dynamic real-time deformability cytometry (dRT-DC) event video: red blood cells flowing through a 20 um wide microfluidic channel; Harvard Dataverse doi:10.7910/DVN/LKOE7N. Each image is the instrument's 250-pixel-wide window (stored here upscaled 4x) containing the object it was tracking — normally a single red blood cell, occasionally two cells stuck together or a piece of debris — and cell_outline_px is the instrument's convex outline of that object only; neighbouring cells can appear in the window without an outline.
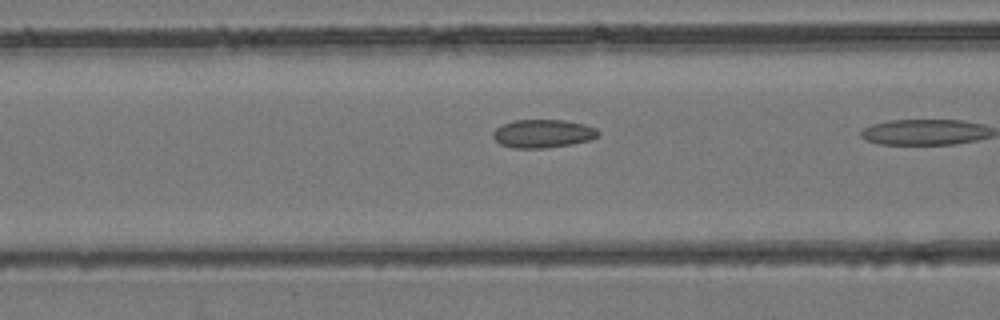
{"species": "common noctule bat (a hibernating species)", "species_latin": "Nyctalus noctula", "temperature_condition": "room temperature", "stored_images_in_passage": 9, "camera_frame_rate_fps": 3000, "um_per_image_px": 0.085, "animal": {"sex": "female", "body_mass_g": 24.6, "forearm_length_mm": 56.2}, "frame": {"image": 1, "passage_image": 8, "time_ms": 2.333, "image_size_px": [1000, 320], "cell_outline_px": [[600, 136], [592, 140], [572, 144], [548, 148], [512, 148], [500, 144], [492, 136], [492, 132], [496, 128], [504, 124], [516, 120], [564, 120], [584, 124], [596, 128], [600, 132]], "centroid_in_image_um": [46.19, 11.36], "position_along_channel_um": 120.4, "area_um2": 17.51}}